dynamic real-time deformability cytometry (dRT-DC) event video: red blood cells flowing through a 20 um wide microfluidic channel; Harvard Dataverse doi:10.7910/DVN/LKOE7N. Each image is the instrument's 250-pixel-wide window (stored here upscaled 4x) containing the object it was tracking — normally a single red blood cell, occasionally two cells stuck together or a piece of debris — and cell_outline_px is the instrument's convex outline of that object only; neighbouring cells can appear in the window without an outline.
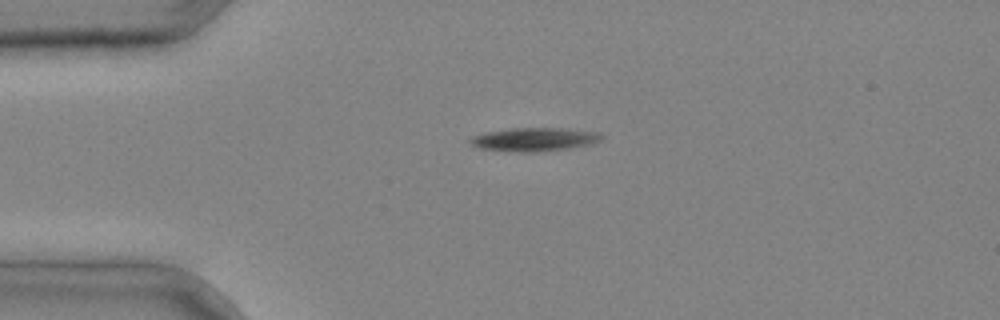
{"species": "common noctule bat (a hibernating species)", "species_latin": "Nyctalus noctula", "temperature_condition": "cold", "stored_images_in_passage": 2, "camera_frame_rate_fps": 3000, "um_per_image_px": 0.085, "animal": {"sex": "male", "body_mass_g": 20.4}, "frame": {"image": 1, "passage_image": 1, "time_ms": 0.0, "image_size_px": [1000, 320], "cell_outline_px": [[604, 136], [600, 140], [592, 144], [568, 148], [536, 152], [520, 152], [480, 148], [472, 144], [468, 140], [472, 136], [484, 132], [512, 128], [568, 128], [600, 132]], "centroid_in_image_um": [45.45, 11.83], "position_along_channel_um": 39.5, "area_um2": 18.03}}
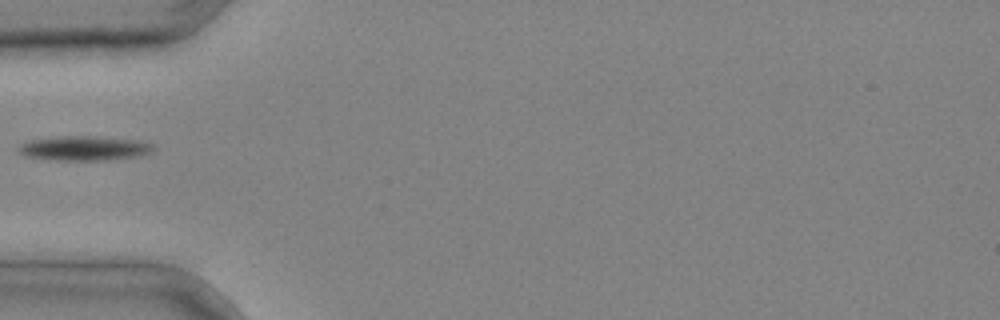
{"frame": {"image": 2, "passage_image": 2, "time_ms": 0.333, "image_size_px": [1000, 320], "cell_outline_px": [[156, 148], [152, 152], [140, 156], [108, 160], [48, 160], [24, 156], [16, 152], [16, 148], [20, 144], [28, 140], [60, 136], [88, 136], [136, 140], [152, 144]], "centroid_in_image_um": [7.09, 12.61], "position_along_channel_um": 77.9, "area_um2": 19.54}}